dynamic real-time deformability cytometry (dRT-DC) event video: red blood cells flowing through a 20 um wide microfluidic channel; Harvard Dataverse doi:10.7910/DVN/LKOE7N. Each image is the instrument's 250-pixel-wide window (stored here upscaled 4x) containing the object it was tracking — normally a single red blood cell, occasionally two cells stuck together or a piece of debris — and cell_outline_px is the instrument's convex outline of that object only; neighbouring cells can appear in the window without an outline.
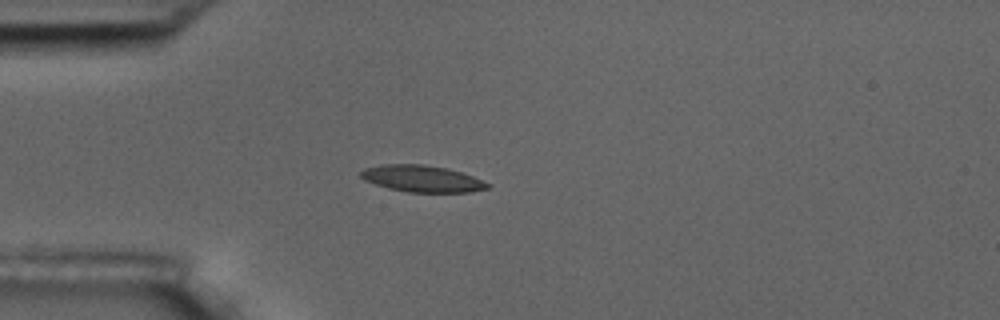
{"species": "common noctule bat (a hibernating species)", "species_latin": "Nyctalus noctula", "temperature_condition": "room temperature", "stored_images_in_passage": 1, "camera_frame_rate_fps": 3000, "um_per_image_px": 0.085, "animal": {"sex": "male", "body_mass_g": 17.5, "forearm_length_mm": 52.3}, "frame": {"image": 1, "passage_image": 1, "time_ms": 0.0, "image_size_px": [1000, 320], "cell_outline_px": [[492, 184], [488, 188], [472, 192], [408, 192], [388, 188], [364, 180], [360, 176], [360, 172], [364, 168], [380, 164], [424, 164], [448, 168], [472, 176]], "centroid_in_image_um": [35.87, 15.18], "position_along_channel_um": 49.1, "area_um2": 19.77}}